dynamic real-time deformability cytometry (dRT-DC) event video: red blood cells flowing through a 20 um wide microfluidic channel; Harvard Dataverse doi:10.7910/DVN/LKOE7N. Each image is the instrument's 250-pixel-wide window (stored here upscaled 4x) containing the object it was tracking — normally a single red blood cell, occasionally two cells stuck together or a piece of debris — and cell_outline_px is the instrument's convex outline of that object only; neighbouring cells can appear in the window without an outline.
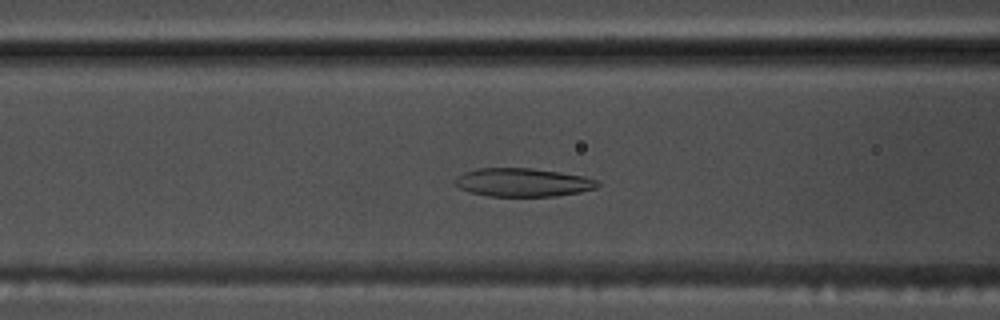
{"species": "common noctule bat (a hibernating species)", "species_latin": "Nyctalus noctula", "temperature_condition": "warm", "stored_images_in_passage": 44, "camera_frame_rate_fps": 3000, "um_per_image_px": 0.085, "animal": {"sex": "male", "body_mass_g": 17.5, "forearm_length_mm": 52.3}, "frame": {"image": 1, "passage_image": 19, "time_ms": 6.0, "image_size_px": [1000, 320], "cell_outline_px": [[600, 184], [596, 188], [580, 192], [556, 196], [488, 196], [468, 192], [460, 188], [456, 184], [456, 176], [464, 172], [476, 168], [532, 168], [560, 172], [584, 176], [596, 180]], "centroid_in_image_um": [44.43, 15.5], "position_along_channel_um": 122.2, "area_um2": 23.64}}
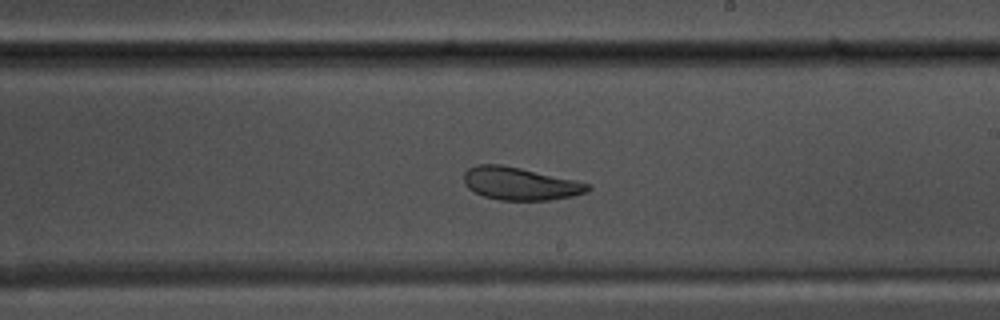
{"frame": {"image": 2, "passage_image": 29, "time_ms": 9.333, "image_size_px": [1000, 320], "cell_outline_px": [[592, 188], [588, 192], [572, 196], [548, 200], [500, 200], [484, 196], [468, 188], [464, 184], [464, 172], [468, 168], [476, 164], [500, 164], [520, 168], [572, 180], [588, 184]], "centroid_in_image_um": [44.16, 15.61], "position_along_channel_um": 244.8, "area_um2": 23.35}}
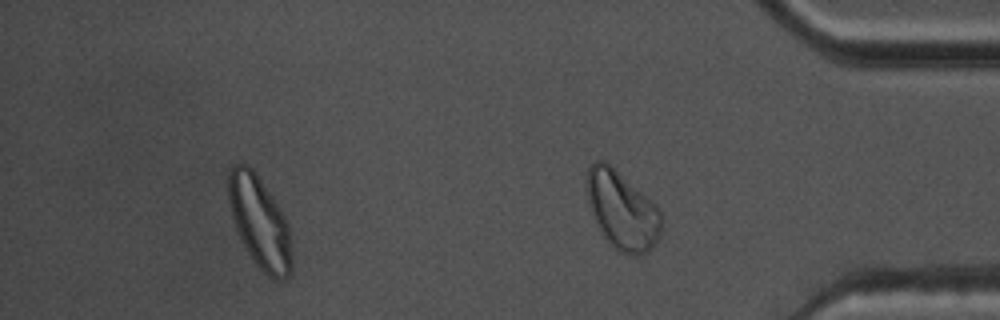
{"frame": {"image": 3, "passage_image": 41, "time_ms": 13.333, "image_size_px": [1000, 320], "cell_outline_px": [[292, 272], [284, 280], [276, 280], [268, 276], [256, 264], [240, 240], [232, 216], [228, 200], [228, 172], [232, 164], [244, 164], [252, 168], [280, 208], [288, 224], [292, 252]], "centroid_in_image_um": [22.07, 18.91], "position_along_channel_um": 413.1, "area_um2": 33.87}, "authors_computed_cell_mechanics": {"area_um2": 25.6054, "velocity_mm_per_s": 3.6948, "shape_relaxation_time_tau1_ms": 8.905, "shape_relaxation_time_tau2_ms": 1.498, "deformation_change_tau1": 0.2157, "deformation_change_tau2": 0.0597}}